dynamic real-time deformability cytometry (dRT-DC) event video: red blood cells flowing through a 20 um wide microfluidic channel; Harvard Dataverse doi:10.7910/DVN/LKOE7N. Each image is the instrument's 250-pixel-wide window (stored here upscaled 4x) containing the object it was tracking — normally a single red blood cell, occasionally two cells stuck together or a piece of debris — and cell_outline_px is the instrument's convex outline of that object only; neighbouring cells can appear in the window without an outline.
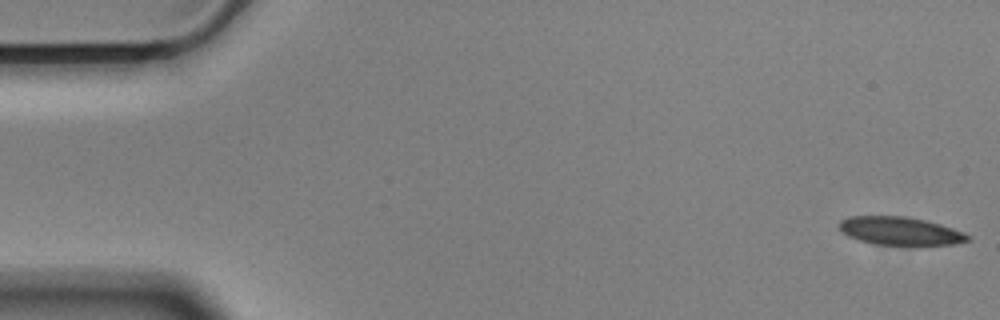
{"species": "Egyptian fruit bat (a non-hibernating species)", "species_latin": "Rousettus aegyptiacus", "temperature_condition": "cold", "stored_images_in_passage": 53, "camera_frame_rate_fps": 3000, "um_per_image_px": 0.085, "animal": {"sex": "male"}, "frame": {"image": 1, "passage_image": 1, "time_ms": 0.0, "image_size_px": [1000, 320], "cell_outline_px": [[972, 240], [952, 244], [916, 248], [876, 244], [860, 240], [848, 236], [840, 232], [840, 220], [848, 216], [908, 216], [940, 224], [964, 232], [972, 236]], "centroid_in_image_um": [76.58, 19.68], "position_along_channel_um": 8.4, "area_um2": 22.02}}
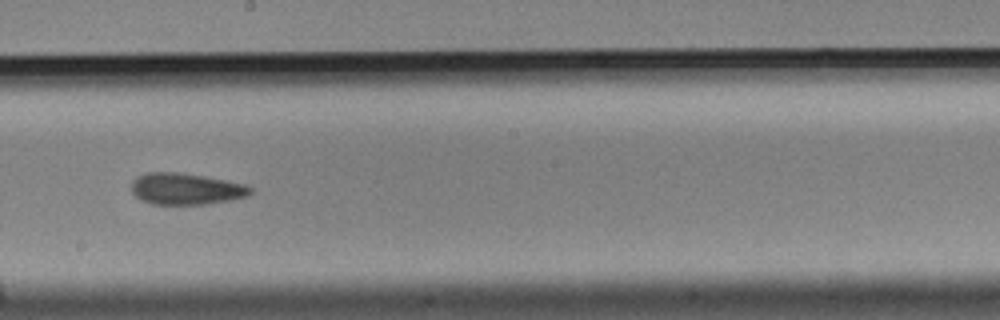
{"frame": {"image": 2, "passage_image": 31, "time_ms": 10.0, "image_size_px": [1000, 320], "cell_outline_px": [[252, 192], [248, 196], [232, 200], [208, 204], [152, 204], [140, 200], [132, 192], [132, 180], [136, 176], [148, 172], [180, 172], [204, 176], [244, 184], [252, 188]], "centroid_in_image_um": [15.79, 16.05], "position_along_channel_um": 232.4, "area_um2": 21.96}}
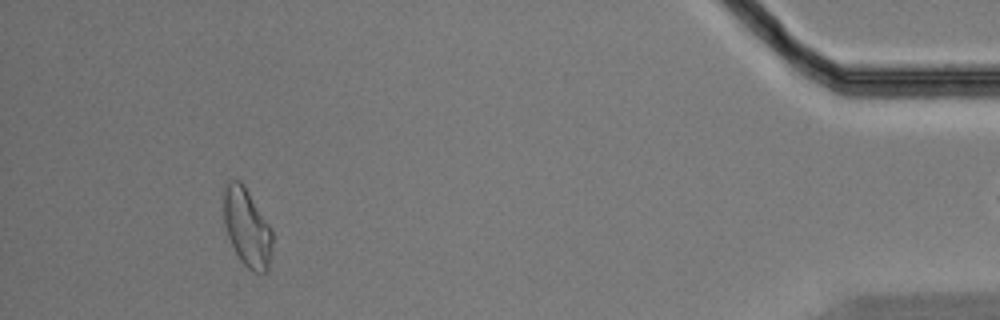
{"frame": {"image": 3, "passage_image": 52, "time_ms": 17.0, "image_size_px": [1000, 320], "cell_outline_px": [[272, 244], [268, 272], [252, 272], [240, 260], [228, 236], [224, 224], [224, 188], [228, 180], [240, 180], [244, 184], [272, 228]], "centroid_in_image_um": [21.01, 19.32], "position_along_channel_um": 414.2, "area_um2": 22.25}}